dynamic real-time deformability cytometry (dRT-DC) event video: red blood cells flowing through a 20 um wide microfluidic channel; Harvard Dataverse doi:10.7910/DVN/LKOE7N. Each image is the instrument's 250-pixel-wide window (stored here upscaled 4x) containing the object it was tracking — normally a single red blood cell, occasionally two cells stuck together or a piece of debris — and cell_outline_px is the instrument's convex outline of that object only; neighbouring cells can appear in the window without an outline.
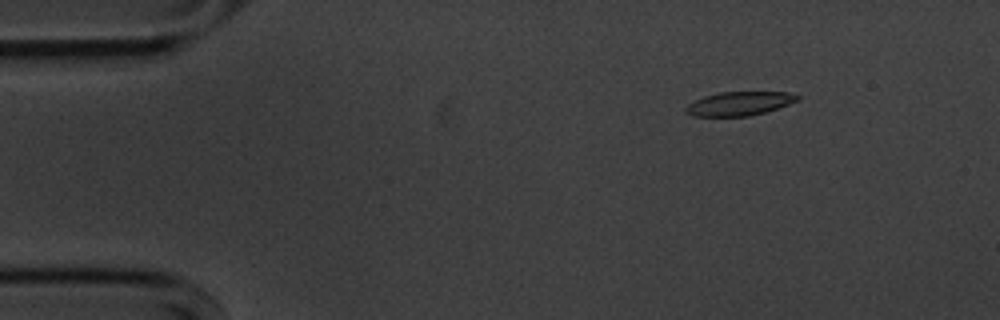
{"species": "common noctule bat (a hibernating species)", "species_latin": "Nyctalus noctula", "temperature_condition": "cold", "stored_images_in_passage": 49, "camera_frame_rate_fps": 3000, "um_per_image_px": 0.085, "animal": {"sex": "male", "body_mass_g": 20.1, "forearm_length_mm": 53.5}, "frame": {"image": 1, "passage_image": 1, "time_ms": 0.0, "image_size_px": [1000, 320], "cell_outline_px": [[800, 100], [764, 112], [748, 116], [692, 116], [684, 112], [684, 108], [688, 104], [704, 96], [720, 92], [788, 92], [800, 96]], "centroid_in_image_um": [62.82, 8.8], "position_along_channel_um": 22.2, "area_um2": 15.43}}
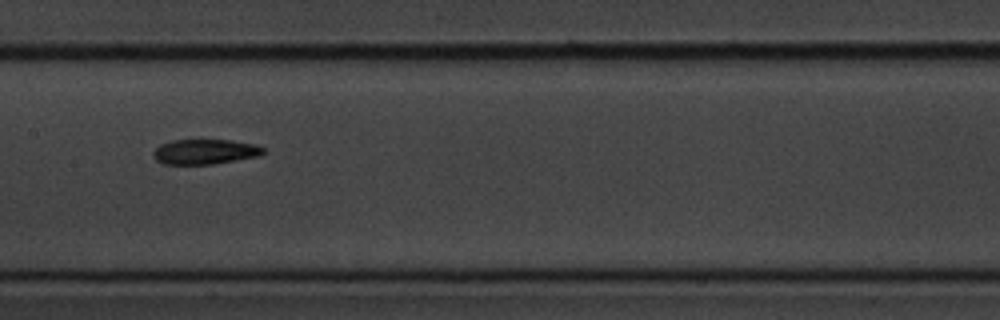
{"frame": {"image": 2, "passage_image": 21, "time_ms": 6.667, "image_size_px": [1000, 320], "cell_outline_px": [[264, 152], [260, 156], [212, 164], [164, 164], [156, 160], [152, 156], [152, 152], [160, 144], [172, 140], [232, 140], [256, 144], [264, 148]], "centroid_in_image_um": [17.41, 12.89], "position_along_channel_um": 190.0, "area_um2": 16.13}}
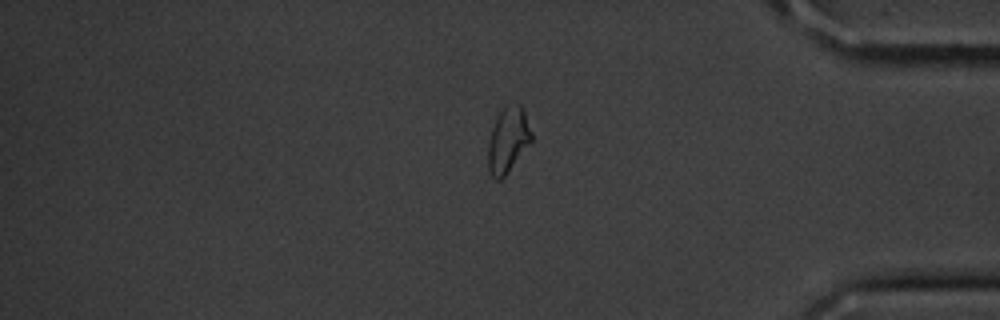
{"frame": {"image": 3, "passage_image": 40, "time_ms": 13.0, "image_size_px": [1000, 320], "cell_outline_px": [[532, 140], [504, 176], [500, 180], [496, 180], [488, 172], [488, 148], [492, 128], [500, 112], [508, 104], [520, 104], [524, 112], [532, 132]], "centroid_in_image_um": [43.17, 11.91], "position_along_channel_um": 392.0, "area_um2": 16.13}, "authors_computed_cell_mechanics": {"area_um2": 16.5308, "velocity_mm_per_s": 3.5838, "shape_relaxation_time_tau1_ms": 5.5322, "shape_relaxation_time_tau2_ms": 4.9441, "deformation_change_tau1": 0.1748, "deformation_change_tau2": 0.1316}}